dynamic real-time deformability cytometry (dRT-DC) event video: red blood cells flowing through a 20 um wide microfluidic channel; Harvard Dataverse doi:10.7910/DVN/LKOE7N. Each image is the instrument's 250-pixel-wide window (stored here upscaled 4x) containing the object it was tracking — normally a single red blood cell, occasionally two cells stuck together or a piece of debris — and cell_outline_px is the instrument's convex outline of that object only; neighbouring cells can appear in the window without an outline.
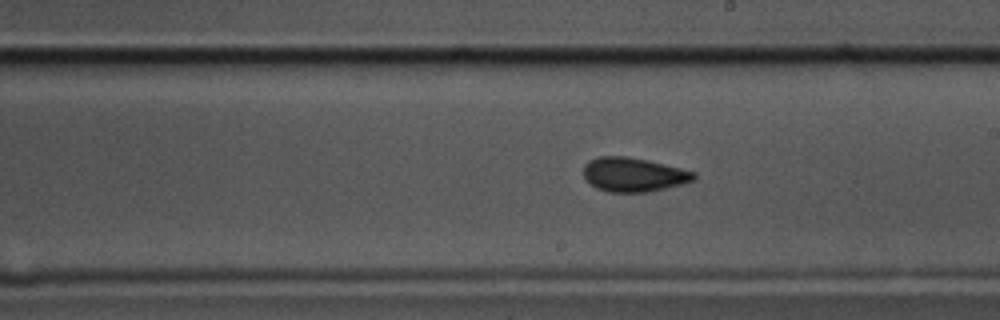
{"species": "common noctule bat (a hibernating species)", "species_latin": "Nyctalus noctula", "temperature_condition": "cold", "stored_images_in_passage": 57, "camera_frame_rate_fps": 3000, "um_per_image_px": 0.085, "animal": {"sex": "male", "body_mass_g": 17.5, "forearm_length_mm": 52.3}, "frame": {"image": 1, "passage_image": 32, "time_ms": 10.333, "image_size_px": [1000, 320], "cell_outline_px": [[696, 180], [648, 192], [608, 192], [596, 188], [584, 176], [584, 164], [588, 160], [600, 156], [628, 156], [648, 160], [696, 172]], "centroid_in_image_um": [53.85, 14.83], "position_along_channel_um": 235.2, "area_um2": 21.91}}
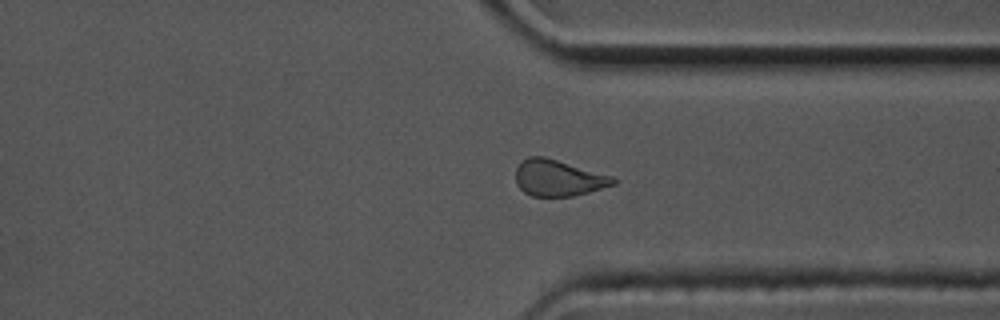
{"frame": {"image": 2, "passage_image": 43, "time_ms": 14.0, "image_size_px": [1000, 320], "cell_outline_px": [[616, 184], [588, 192], [572, 196], [532, 196], [524, 192], [516, 184], [516, 168], [520, 160], [528, 156], [544, 156], [612, 176], [616, 180]], "centroid_in_image_um": [47.41, 15.12], "position_along_channel_um": 364.0, "area_um2": 20.58}}
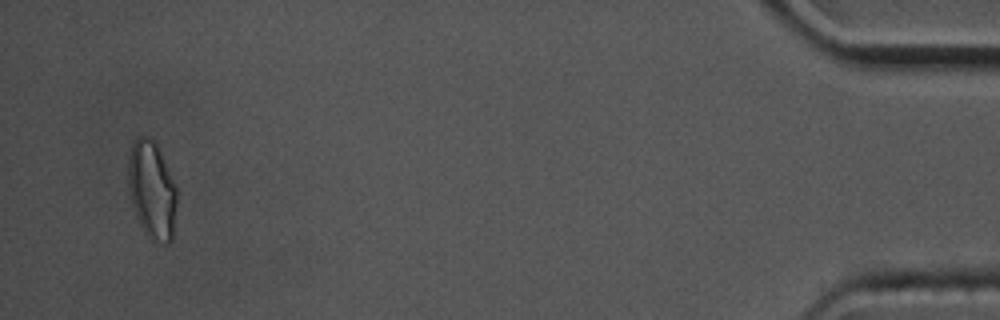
{"frame": {"image": 3, "passage_image": 55, "time_ms": 18.0, "image_size_px": [1000, 320], "cell_outline_px": [[176, 204], [172, 240], [168, 244], [156, 248], [148, 240], [136, 216], [128, 192], [128, 160], [132, 140], [136, 136], [148, 136], [156, 144], [160, 152], [176, 188]], "centroid_in_image_um": [12.89, 16.24], "position_along_channel_um": 422.3, "area_um2": 28.26}, "authors_computed_cell_mechanics": {"area_um2": 21.8484, "velocity_mm_per_s": 3.5074, "shape_relaxation_time_tau1_ms": 5.0766, "shape_relaxation_time_tau2_ms": 2.9633, "deformation_change_tau1": 0.1023, "deformation_change_tau2": 0.0779}}